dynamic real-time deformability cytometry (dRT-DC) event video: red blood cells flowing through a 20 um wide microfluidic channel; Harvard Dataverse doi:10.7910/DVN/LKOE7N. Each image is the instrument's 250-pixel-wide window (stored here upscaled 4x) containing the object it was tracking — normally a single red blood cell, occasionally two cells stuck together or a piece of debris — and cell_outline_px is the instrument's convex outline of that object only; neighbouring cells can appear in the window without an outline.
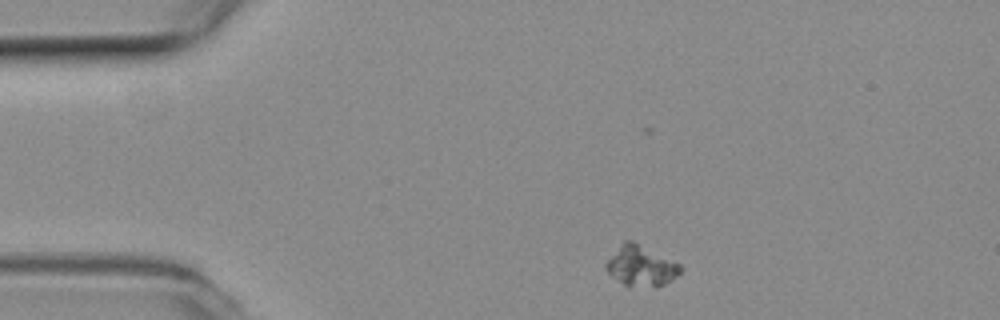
{"species": "common noctule bat (a hibernating species)", "species_latin": "Nyctalus noctula", "temperature_condition": "room temperature", "stored_images_in_passage": 3, "camera_frame_rate_fps": 3000, "um_per_image_px": 0.085, "animal": {"sex": "female", "body_mass_g": 19.3, "forearm_length_mm": 54.1}, "frame": {"image": 1, "passage_image": 1, "time_ms": 0.0, "image_size_px": [1000, 320], "cell_outline_px": [[684, 268], [672, 280], [656, 288], [628, 288], [608, 272], [604, 268], [604, 264], [620, 244], [624, 240], [632, 240], [680, 264]], "centroid_in_image_um": [54.48, 22.64], "position_along_channel_um": 30.5, "area_um2": 17.8}}